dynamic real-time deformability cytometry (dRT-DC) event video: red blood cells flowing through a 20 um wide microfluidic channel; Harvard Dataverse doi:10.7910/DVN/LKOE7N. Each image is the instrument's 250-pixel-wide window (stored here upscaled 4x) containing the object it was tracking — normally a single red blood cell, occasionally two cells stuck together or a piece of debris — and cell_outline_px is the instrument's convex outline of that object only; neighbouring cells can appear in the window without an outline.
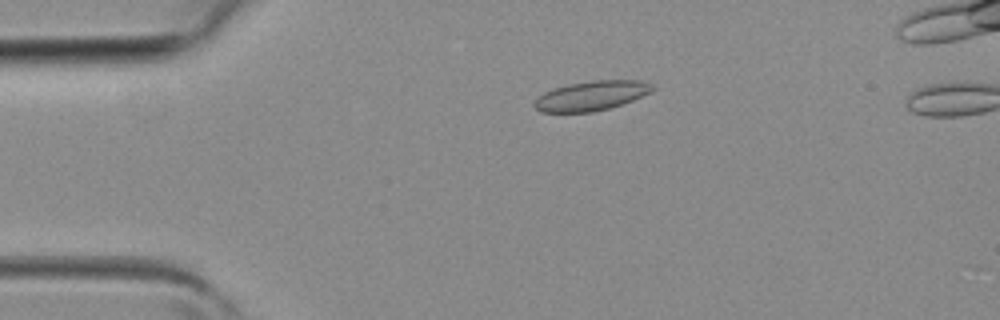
{"species": "common noctule bat (a hibernating species)", "species_latin": "Nyctalus noctula", "temperature_condition": "room temperature", "stored_images_in_passage": 5, "camera_frame_rate_fps": 3000, "um_per_image_px": 0.085, "animal": {"sex": "female", "body_mass_g": 19.3, "forearm_length_mm": 54.1}, "frame": {"image": 1, "passage_image": 3, "time_ms": 0.667, "image_size_px": [1000, 320], "cell_outline_px": [[656, 88], [652, 92], [632, 100], [608, 108], [592, 112], [540, 112], [532, 104], [544, 92], [568, 84], [592, 80], [640, 80], [652, 84]], "centroid_in_image_um": [50.29, 8.13], "position_along_channel_um": 34.7, "area_um2": 20.23}}